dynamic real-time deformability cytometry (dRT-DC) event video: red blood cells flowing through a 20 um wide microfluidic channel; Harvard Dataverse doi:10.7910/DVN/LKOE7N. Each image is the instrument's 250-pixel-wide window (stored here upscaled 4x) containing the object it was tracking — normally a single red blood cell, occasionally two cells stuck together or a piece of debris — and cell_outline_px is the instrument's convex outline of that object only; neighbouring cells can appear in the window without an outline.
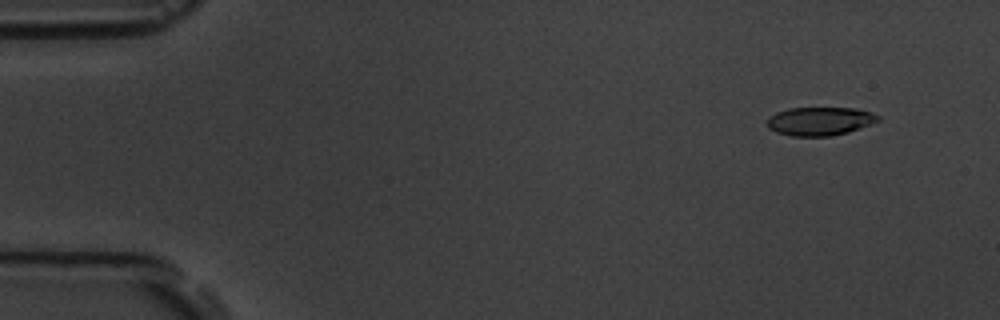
{"species": "common noctule bat (a hibernating species)", "species_latin": "Nyctalus noctula", "temperature_condition": "room temperature", "stored_images_in_passage": 4, "camera_frame_rate_fps": 3000, "um_per_image_px": 0.085, "animal": {"sex": "male", "body_mass_g": 19.5, "forearm_length_mm": 54.6}, "frame": {"image": 1, "passage_image": 1, "time_ms": 0.0, "image_size_px": [1000, 320], "cell_outline_px": [[880, 120], [848, 132], [828, 136], [792, 136], [776, 132], [768, 128], [768, 120], [776, 112], [788, 108], [856, 108], [880, 116]], "centroid_in_image_um": [69.67, 10.3], "position_along_channel_um": 15.3, "area_um2": 18.15}}